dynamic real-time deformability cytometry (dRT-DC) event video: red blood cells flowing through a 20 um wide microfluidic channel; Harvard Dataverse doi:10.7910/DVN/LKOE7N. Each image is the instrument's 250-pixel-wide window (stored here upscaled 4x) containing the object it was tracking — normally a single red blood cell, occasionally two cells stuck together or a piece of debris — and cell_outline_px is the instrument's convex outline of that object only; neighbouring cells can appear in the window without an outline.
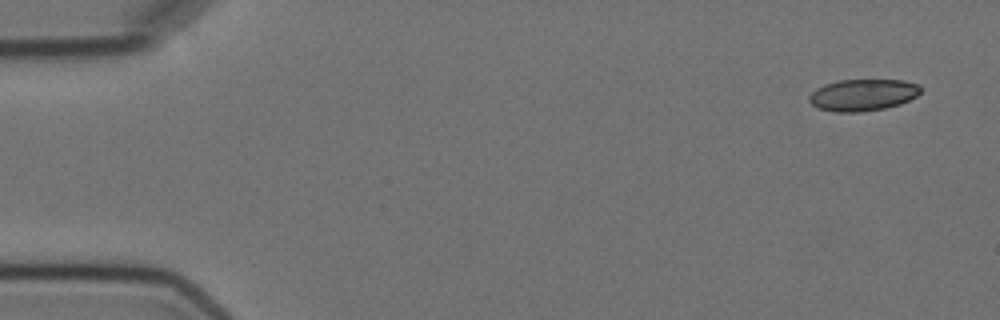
{"species": "Egyptian fruit bat (a non-hibernating species)", "species_latin": "Rousettus aegyptiacus", "temperature_condition": "cold", "stored_images_in_passage": 5, "camera_frame_rate_fps": 3000, "um_per_image_px": 0.085, "animal": {"sex": "female"}, "frame": {"image": 1, "passage_image": 1, "time_ms": 0.0, "image_size_px": [1000, 320], "cell_outline_px": [[920, 92], [916, 96], [900, 104], [884, 108], [860, 112], [832, 112], [816, 108], [808, 100], [808, 96], [816, 88], [824, 84], [840, 80], [904, 80], [920, 84]], "centroid_in_image_um": [73.31, 8.07], "position_along_channel_um": 11.7, "area_um2": 20.75}}
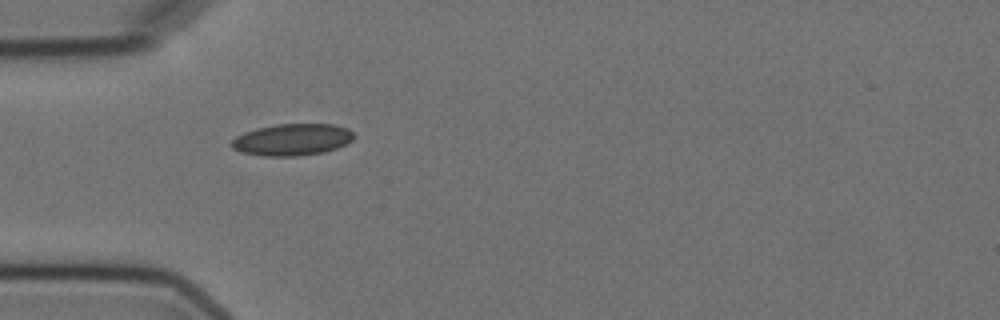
{"frame": {"image": 2, "passage_image": 5, "time_ms": 4.667, "image_size_px": [1000, 320], "cell_outline_px": [[356, 136], [352, 140], [336, 148], [324, 152], [300, 156], [264, 156], [244, 152], [232, 148], [232, 140], [236, 136], [244, 132], [256, 128], [276, 124], [332, 124], [348, 128]], "centroid_in_image_um": [24.85, 11.86], "position_along_channel_um": 60.1, "area_um2": 22.6}}